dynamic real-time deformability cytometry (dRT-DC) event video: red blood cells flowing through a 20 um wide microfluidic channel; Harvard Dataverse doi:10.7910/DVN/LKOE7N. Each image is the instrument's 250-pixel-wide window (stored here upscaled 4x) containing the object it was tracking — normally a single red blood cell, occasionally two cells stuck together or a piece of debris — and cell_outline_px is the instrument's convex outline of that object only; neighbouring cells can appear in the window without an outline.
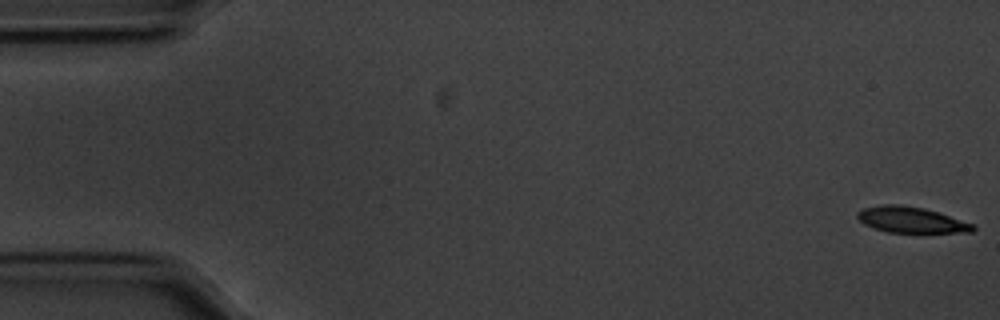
{"species": "common noctule bat (a hibernating species)", "species_latin": "Nyctalus noctula", "temperature_condition": "cold", "stored_images_in_passage": 32, "camera_frame_rate_fps": 3000, "um_per_image_px": 0.085, "animal": {"sex": "male", "body_mass_g": 20.1, "forearm_length_mm": 53.5}, "frame": {"image": 1, "passage_image": 1, "time_ms": 0.0, "image_size_px": [1000, 320], "cell_outline_px": [[976, 228], [972, 232], [888, 232], [872, 228], [864, 224], [856, 216], [856, 212], [864, 208], [884, 204], [896, 204], [924, 208], [972, 224]], "centroid_in_image_um": [77.38, 18.69], "position_along_channel_um": 7.6, "area_um2": 17.11}}
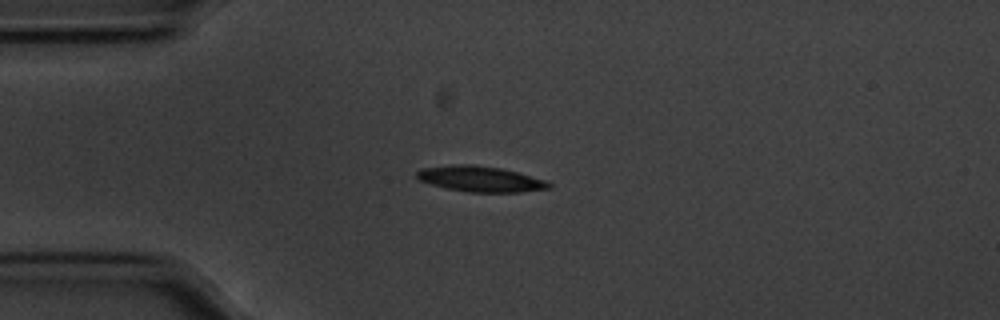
{"frame": {"image": 2, "passage_image": 14, "time_ms": 4.333, "image_size_px": [1000, 320], "cell_outline_px": [[552, 188], [520, 192], [468, 192], [448, 188], [432, 184], [420, 180], [416, 176], [416, 172], [424, 168], [452, 164], [472, 164], [500, 168], [516, 172], [544, 180], [552, 184]], "centroid_in_image_um": [40.84, 15.21], "position_along_channel_um": 44.2, "area_um2": 19.48}}
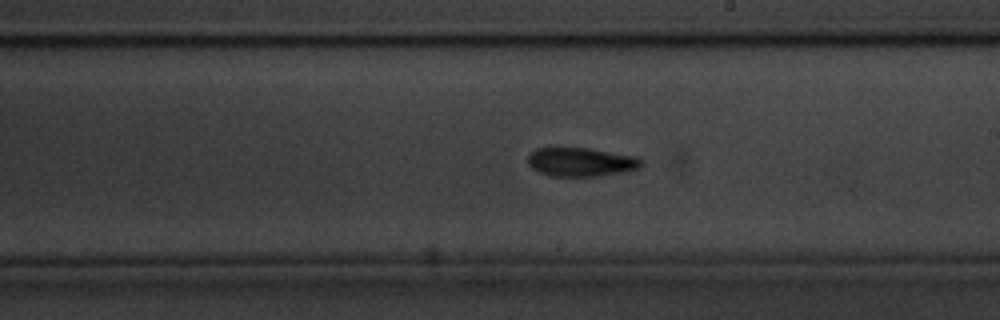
{"frame": {"image": 3, "passage_image": 32, "time_ms": 10.333, "image_size_px": [1000, 320], "cell_outline_px": [[644, 160], [640, 168], [624, 172], [600, 176], [552, 176], [540, 172], [532, 168], [528, 164], [528, 156], [536, 148], [552, 144], [588, 148], [636, 156]], "centroid_in_image_um": [49.35, 13.72], "position_along_channel_um": 239.7, "area_um2": 19.83}}